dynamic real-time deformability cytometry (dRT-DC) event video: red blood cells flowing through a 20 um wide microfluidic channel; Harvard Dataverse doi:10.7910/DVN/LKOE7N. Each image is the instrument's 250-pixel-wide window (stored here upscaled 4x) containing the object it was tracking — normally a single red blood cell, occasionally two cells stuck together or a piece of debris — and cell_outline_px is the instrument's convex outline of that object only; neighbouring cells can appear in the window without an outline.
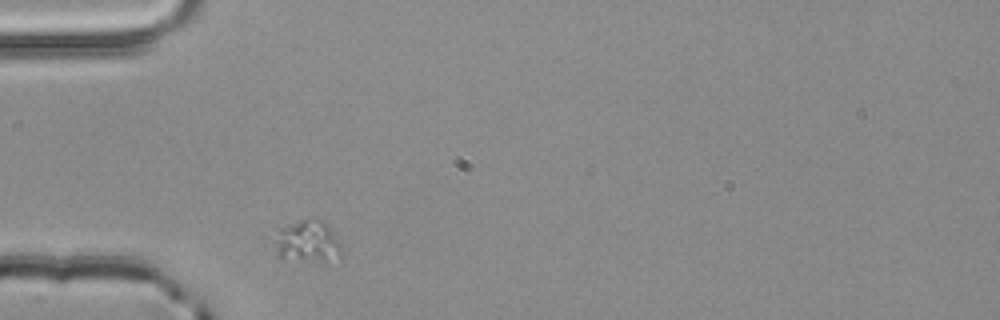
{"species": "common noctule bat (a hibernating species)", "species_latin": "Nyctalus noctula", "temperature_condition": "room temperature", "stored_images_in_passage": 1, "camera_frame_rate_fps": 3000, "um_per_image_px": 0.085, "animal": {"sex": "male", "body_mass_g": 20.4}, "frame": {"image": 1, "passage_image": 1, "time_ms": 0.0, "image_size_px": [1000, 320], "cell_outline_px": [[340, 252], [324, 260], [280, 260], [276, 256], [264, 236], [276, 228], [300, 220], [320, 220], [328, 224], [340, 244]], "centroid_in_image_um": [25.82, 20.5], "position_along_channel_um": 59.2, "area_um2": 17.17}}